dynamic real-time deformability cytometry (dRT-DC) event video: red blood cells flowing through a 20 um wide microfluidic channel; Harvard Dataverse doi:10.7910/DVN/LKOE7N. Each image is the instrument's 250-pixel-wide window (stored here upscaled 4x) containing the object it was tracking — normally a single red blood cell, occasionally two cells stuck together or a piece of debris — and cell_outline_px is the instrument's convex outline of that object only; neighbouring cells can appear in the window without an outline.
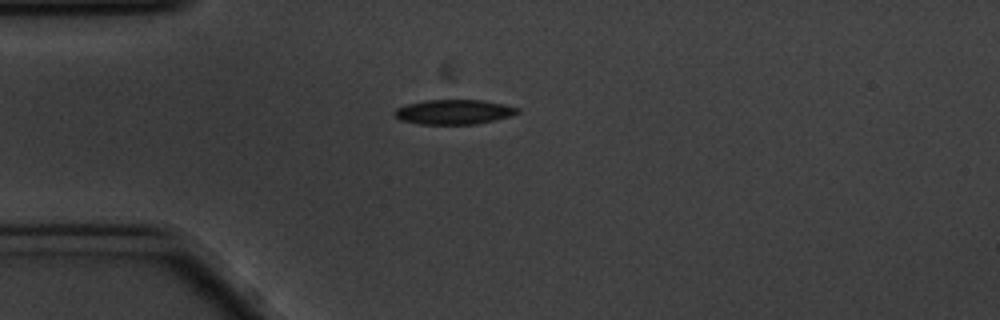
{"species": "common noctule bat (a hibernating species)", "species_latin": "Nyctalus noctula", "temperature_condition": "cold", "stored_images_in_passage": 5, "camera_frame_rate_fps": 3000, "um_per_image_px": 0.085, "animal": {"sex": "male", "body_mass_g": 20.1, "forearm_length_mm": 53.5}, "frame": {"image": 1, "passage_image": 1, "time_ms": 0.0, "image_size_px": [1000, 320], "cell_outline_px": [[520, 112], [512, 116], [476, 124], [420, 124], [400, 120], [392, 112], [396, 108], [408, 104], [424, 100], [484, 100], [504, 104], [520, 108]], "centroid_in_image_um": [38.6, 9.51], "position_along_channel_um": 46.4, "area_um2": 17.8}}